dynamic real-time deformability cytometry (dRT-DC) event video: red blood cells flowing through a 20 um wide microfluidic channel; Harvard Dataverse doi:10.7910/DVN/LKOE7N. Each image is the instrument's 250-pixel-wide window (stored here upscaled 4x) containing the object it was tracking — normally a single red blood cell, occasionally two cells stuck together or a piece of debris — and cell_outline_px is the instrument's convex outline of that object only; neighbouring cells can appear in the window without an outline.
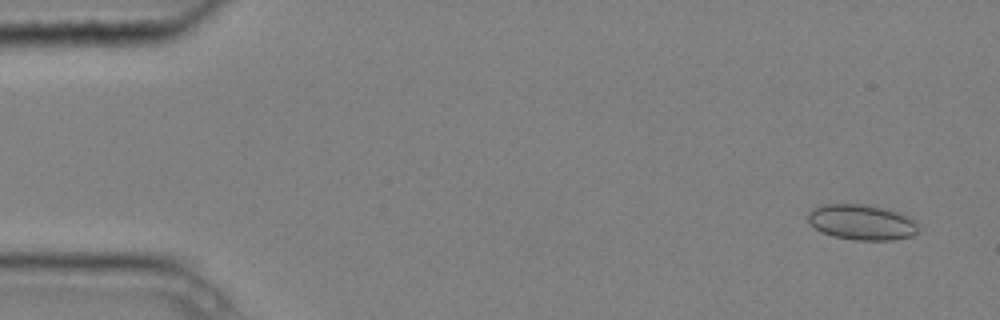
{"species": "common noctule bat (a hibernating species)", "species_latin": "Nyctalus noctula", "temperature_condition": "cold", "stored_images_in_passage": 4, "camera_frame_rate_fps": 3000, "um_per_image_px": 0.085, "animal": {"sex": "male", "body_mass_g": 20.4}, "frame": {"image": 1, "passage_image": 1, "time_ms": 0.0, "image_size_px": [1000, 320], "cell_outline_px": [[916, 232], [912, 236], [892, 240], [856, 240], [832, 236], [820, 232], [808, 220], [808, 212], [824, 204], [860, 204], [884, 208], [908, 216], [916, 224]], "centroid_in_image_um": [73.22, 18.9], "position_along_channel_um": 11.8, "area_um2": 22.43}}
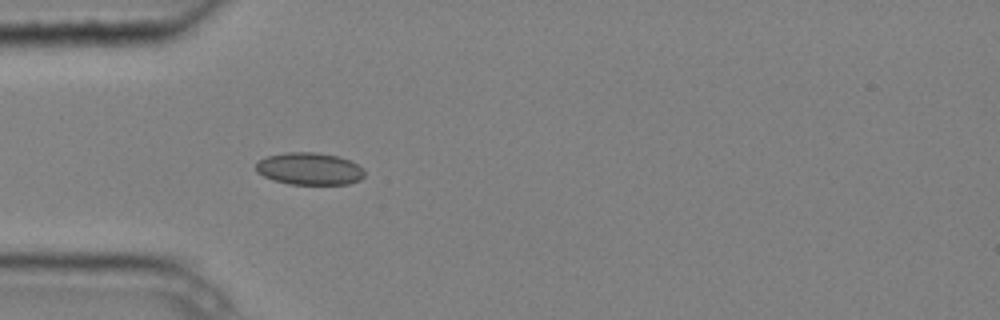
{"frame": {"image": 2, "passage_image": 4, "time_ms": 1.0, "image_size_px": [1000, 320], "cell_outline_px": [[364, 176], [360, 180], [348, 184], [288, 184], [272, 180], [256, 172], [256, 164], [260, 160], [268, 156], [288, 152], [316, 152], [336, 156], [348, 160], [364, 168]], "centroid_in_image_um": [26.3, 14.35], "position_along_channel_um": 58.7, "area_um2": 20.35}}